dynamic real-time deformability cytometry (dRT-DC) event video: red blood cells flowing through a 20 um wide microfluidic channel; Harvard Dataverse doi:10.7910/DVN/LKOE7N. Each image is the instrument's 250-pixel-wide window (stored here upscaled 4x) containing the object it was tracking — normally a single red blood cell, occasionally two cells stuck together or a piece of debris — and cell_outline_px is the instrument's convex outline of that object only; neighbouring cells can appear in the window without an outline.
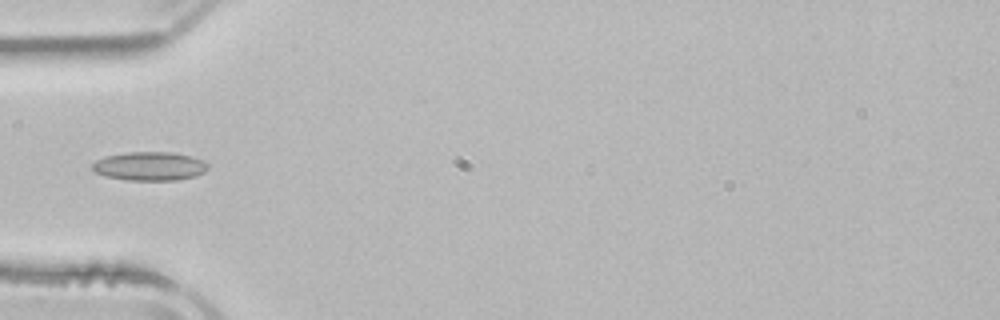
{"species": "common noctule bat (a hibernating species)", "species_latin": "Nyctalus noctula", "temperature_condition": "room temperature", "stored_images_in_passage": 3, "camera_frame_rate_fps": 3000, "um_per_image_px": 0.085, "animal": {"sex": "male", "body_mass_g": 21.5, "forearm_length_mm": 52.0}, "frame": {"image": 1, "passage_image": 3, "time_ms": 3.0, "image_size_px": [1000, 320], "cell_outline_px": [[208, 168], [204, 172], [196, 176], [176, 180], [128, 180], [104, 176], [96, 172], [92, 168], [92, 164], [96, 160], [104, 156], [128, 152], [172, 152], [192, 156], [204, 160], [208, 164]], "centroid_in_image_um": [12.74, 14.12], "position_along_channel_um": 72.3, "area_um2": 19.48}}